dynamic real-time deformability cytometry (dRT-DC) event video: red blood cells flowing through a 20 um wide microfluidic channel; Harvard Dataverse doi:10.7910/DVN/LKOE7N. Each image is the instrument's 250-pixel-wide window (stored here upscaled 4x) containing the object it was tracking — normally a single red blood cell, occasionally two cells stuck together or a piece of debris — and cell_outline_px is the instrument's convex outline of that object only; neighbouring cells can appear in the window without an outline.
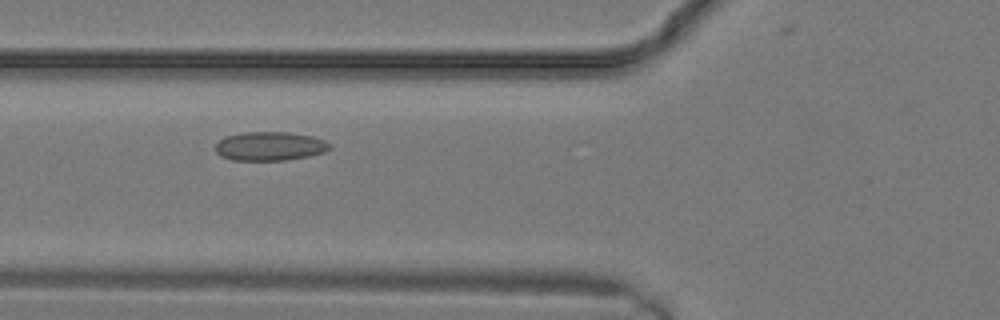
{"species": "common noctule bat (a hibernating species)", "species_latin": "Nyctalus noctula", "temperature_condition": "warm", "stored_images_in_passage": 10, "camera_frame_rate_fps": 3000, "um_per_image_px": 0.085, "animal": {"sex": "male", "body_mass_g": 19.2, "forearm_length_mm": 51.8}, "frame": {"image": 1, "passage_image": 4, "time_ms": 1.0, "image_size_px": [1000, 320], "cell_outline_px": [[332, 148], [324, 152], [308, 156], [288, 160], [232, 160], [220, 156], [216, 152], [216, 144], [224, 136], [244, 132], [288, 132], [312, 136], [324, 140], [332, 144]], "centroid_in_image_um": [22.95, 12.42], "position_along_channel_um": 102.9, "area_um2": 19.36}}
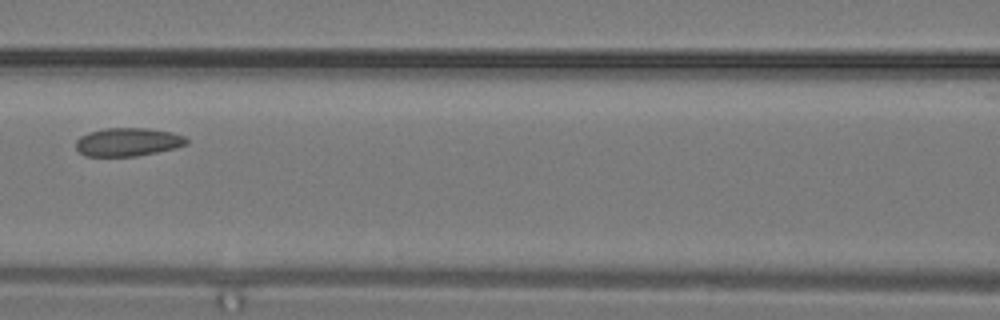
{"frame": {"image": 2, "passage_image": 6, "time_ms": 1.667, "image_size_px": [1000, 320], "cell_outline_px": [[188, 144], [176, 148], [136, 156], [84, 156], [76, 148], [76, 140], [80, 136], [88, 132], [104, 128], [148, 128], [172, 132], [184, 136], [188, 140]], "centroid_in_image_um": [10.87, 12.06], "position_along_channel_um": 155.7, "area_um2": 18.38}}
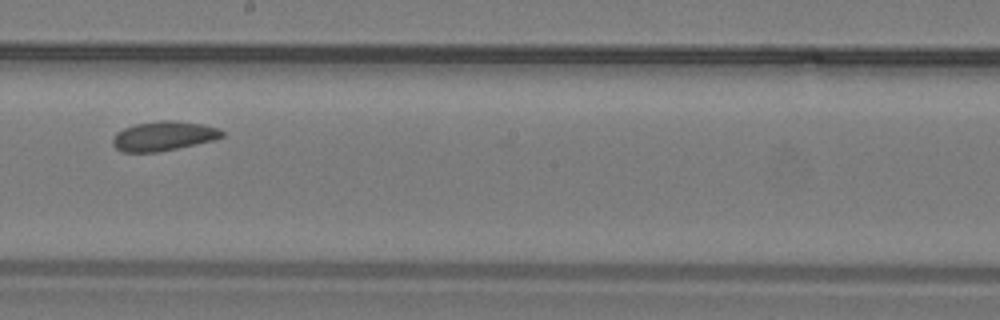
{"frame": {"image": 3, "passage_image": 9, "time_ms": 2.667, "image_size_px": [1000, 320], "cell_outline_px": [[224, 136], [216, 140], [160, 152], [120, 152], [112, 144], [112, 140], [116, 132], [124, 128], [136, 124], [160, 120], [172, 120], [204, 124], [220, 128], [224, 132]], "centroid_in_image_um": [13.93, 11.57], "position_along_channel_um": 234.3, "area_um2": 19.07}}